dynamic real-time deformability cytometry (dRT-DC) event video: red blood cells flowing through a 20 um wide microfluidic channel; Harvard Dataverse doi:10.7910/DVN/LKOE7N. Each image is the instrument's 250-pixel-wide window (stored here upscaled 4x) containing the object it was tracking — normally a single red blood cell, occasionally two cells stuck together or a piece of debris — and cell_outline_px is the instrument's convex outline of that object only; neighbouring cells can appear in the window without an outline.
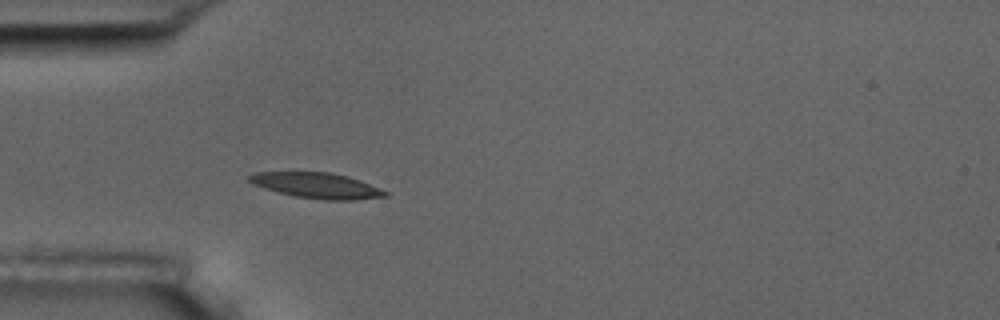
{"species": "common noctule bat (a hibernating species)", "species_latin": "Nyctalus noctula", "temperature_condition": "room temperature", "stored_images_in_passage": 3, "camera_frame_rate_fps": 3000, "um_per_image_px": 0.085, "animal": {"sex": "male", "body_mass_g": 17.5, "forearm_length_mm": 52.3}, "frame": {"image": 1, "passage_image": 3, "time_ms": 3.0, "image_size_px": [1000, 320], "cell_outline_px": [[392, 192], [388, 196], [352, 200], [324, 200], [296, 196], [280, 192], [252, 184], [248, 180], [248, 176], [256, 172], [332, 172], [348, 176], [360, 180]], "centroid_in_image_um": [27.01, 15.76], "position_along_channel_um": 58.0, "area_um2": 20.29}}